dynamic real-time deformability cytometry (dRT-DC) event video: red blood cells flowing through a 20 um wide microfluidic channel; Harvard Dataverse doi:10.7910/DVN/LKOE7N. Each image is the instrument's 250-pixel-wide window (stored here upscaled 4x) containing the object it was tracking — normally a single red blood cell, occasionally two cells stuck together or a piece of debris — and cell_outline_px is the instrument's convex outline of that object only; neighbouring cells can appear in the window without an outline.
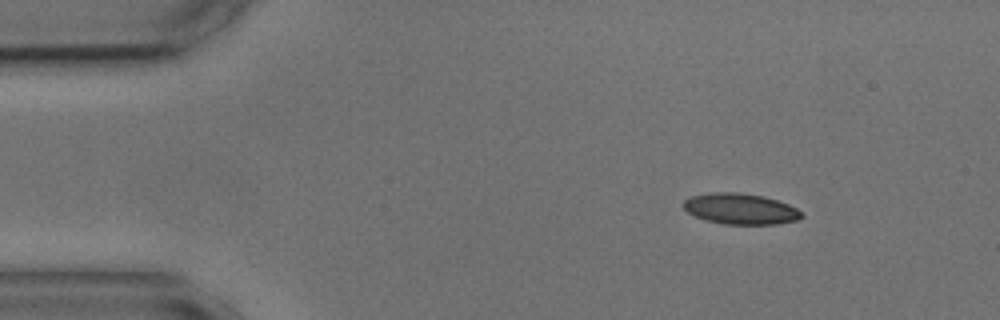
{"species": "common noctule bat (a hibernating species)", "species_latin": "Nyctalus noctula", "temperature_condition": "cold", "stored_images_in_passage": 3, "camera_frame_rate_fps": 3000, "um_per_image_px": 0.085, "animal": {"sex": "male", "body_mass_g": 17.9, "forearm_length_mm": 54.2}, "frame": {"image": 1, "passage_image": 1, "time_ms": 0.0, "image_size_px": [1000, 320], "cell_outline_px": [[804, 216], [796, 220], [776, 224], [724, 224], [704, 220], [688, 212], [680, 204], [688, 196], [712, 192], [740, 192], [764, 196], [788, 204], [796, 208]], "centroid_in_image_um": [62.88, 17.74], "position_along_channel_um": 22.1, "area_um2": 21.39}}